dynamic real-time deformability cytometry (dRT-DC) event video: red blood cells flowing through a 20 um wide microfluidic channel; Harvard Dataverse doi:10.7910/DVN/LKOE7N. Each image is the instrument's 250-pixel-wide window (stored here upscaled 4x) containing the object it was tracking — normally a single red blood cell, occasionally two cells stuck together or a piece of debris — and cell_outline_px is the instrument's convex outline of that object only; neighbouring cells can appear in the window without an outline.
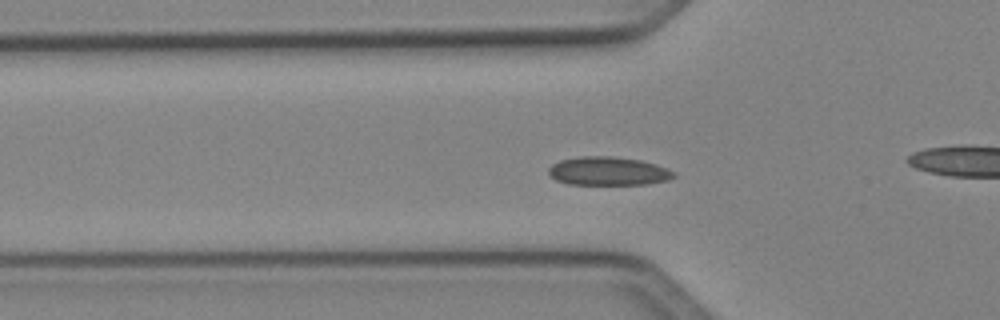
{"species": "Egyptian fruit bat (a non-hibernating species)", "species_latin": "Rousettus aegyptiacus", "temperature_condition": "cold", "stored_images_in_passage": 39, "camera_frame_rate_fps": 3000, "um_per_image_px": 0.085, "animal": {"sex": "female"}, "frame": {"image": 1, "passage_image": 16, "time_ms": 5.0, "image_size_px": [1000, 320], "cell_outline_px": [[676, 176], [668, 180], [648, 184], [568, 184], [556, 180], [548, 176], [548, 168], [552, 164], [560, 160], [580, 156], [612, 156], [640, 160], [656, 164], [676, 172]], "centroid_in_image_um": [51.68, 14.54], "position_along_channel_um": 74.1, "area_um2": 20.98}}
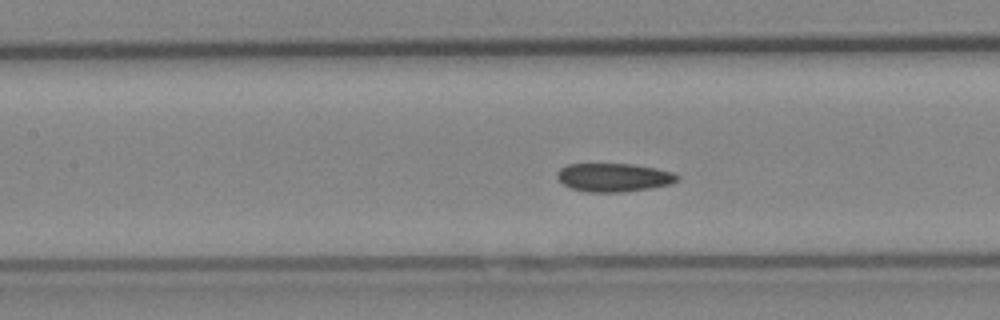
{"frame": {"image": 2, "passage_image": 22, "time_ms": 7.0, "image_size_px": [1000, 320], "cell_outline_px": [[680, 176], [676, 180], [668, 184], [648, 188], [624, 192], [588, 192], [572, 188], [564, 184], [556, 176], [556, 172], [560, 168], [568, 164], [632, 164], [656, 168], [672, 172]], "centroid_in_image_um": [52.14, 15.07], "position_along_channel_um": 155.3, "area_um2": 19.71}}
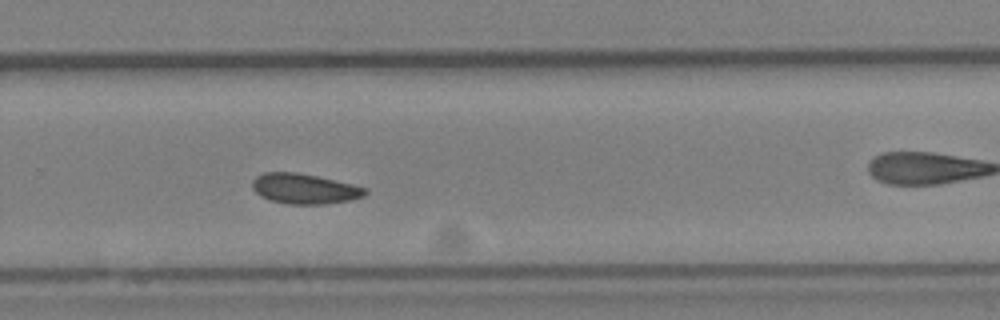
{"frame": {"image": 3, "passage_image": 33, "time_ms": 10.667, "image_size_px": [1000, 320], "cell_outline_px": [[368, 192], [364, 196], [352, 200], [324, 204], [288, 204], [268, 200], [260, 196], [252, 188], [252, 180], [256, 176], [264, 172], [296, 172], [316, 176], [352, 184], [368, 188]], "centroid_in_image_um": [25.87, 16.05], "position_along_channel_um": 303.9, "area_um2": 20.0}, "authors_computed_cell_mechanics": {"area_um2": 20.4612, "velocity_mm_per_s": 4.0595, "shape_relaxation_time_tau1_ms": null, "shape_relaxation_time_tau2_ms": 10.5269, "deformation_change_tau1": null, "deformation_change_tau2": 0.0713}}